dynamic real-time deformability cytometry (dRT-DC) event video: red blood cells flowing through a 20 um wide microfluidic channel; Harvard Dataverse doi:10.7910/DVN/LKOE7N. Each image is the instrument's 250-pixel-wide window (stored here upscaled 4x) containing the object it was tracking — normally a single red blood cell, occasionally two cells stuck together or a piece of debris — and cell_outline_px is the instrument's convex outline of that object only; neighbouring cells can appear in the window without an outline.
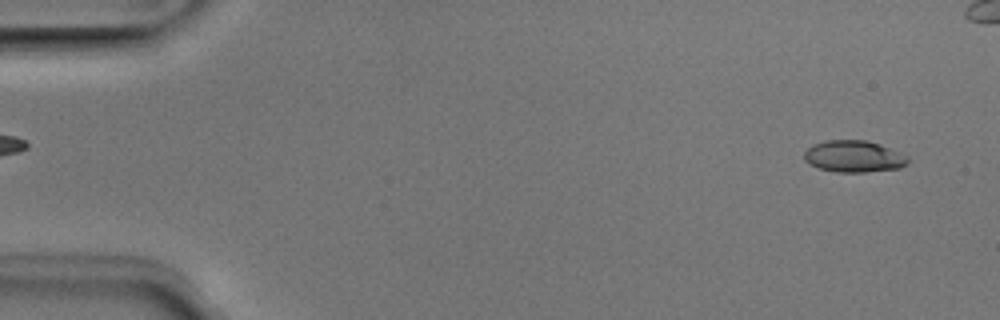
{"species": "Egyptian fruit bat (a non-hibernating species)", "species_latin": "Rousettus aegyptiacus", "temperature_condition": "room temperature", "stored_images_in_passage": 45, "camera_frame_rate_fps": 3000, "um_per_image_px": 0.085, "animal": {"sex": "male"}, "frame": {"image": 1, "passage_image": 2, "time_ms": 0.333, "image_size_px": [1000, 320], "cell_outline_px": [[908, 164], [900, 168], [864, 172], [836, 172], [820, 168], [804, 160], [804, 152], [812, 144], [824, 140], [864, 140], [880, 144], [900, 152], [908, 156]], "centroid_in_image_um": [72.58, 13.29], "position_along_channel_um": 12.4, "area_um2": 19.19}}
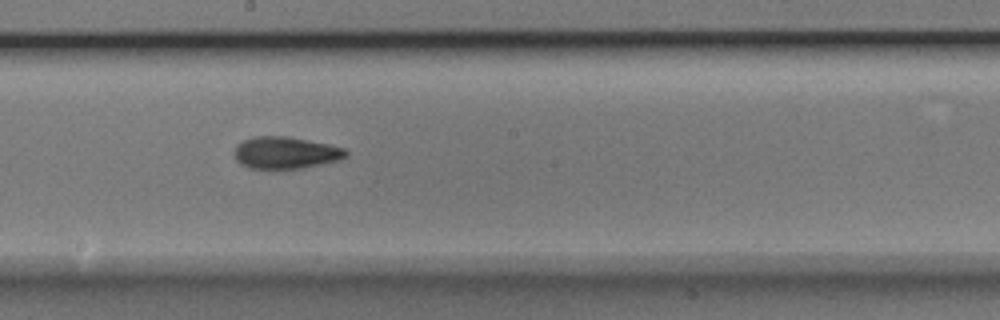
{"frame": {"image": 2, "passage_image": 27, "time_ms": 8.667, "image_size_px": [1000, 320], "cell_outline_px": [[348, 156], [340, 160], [300, 168], [248, 168], [240, 164], [236, 160], [236, 144], [244, 140], [256, 136], [288, 136], [328, 144], [344, 148], [348, 152]], "centroid_in_image_um": [24.29, 12.97], "position_along_channel_um": 223.9, "area_um2": 20.63}}
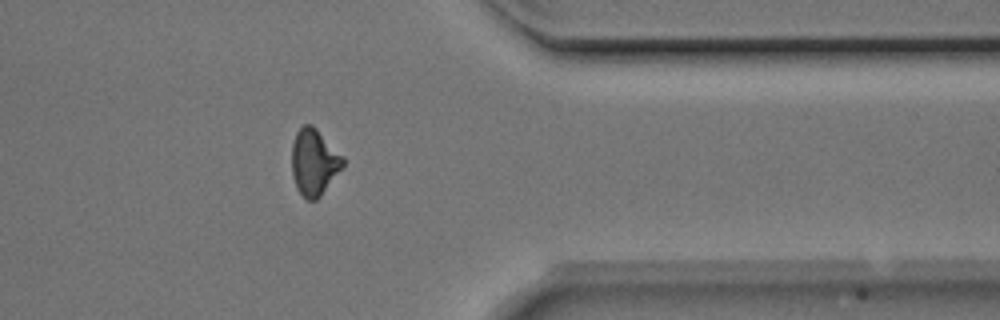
{"frame": {"image": 3, "passage_image": 40, "time_ms": 13.0, "image_size_px": [1000, 320], "cell_outline_px": [[344, 164], [320, 196], [316, 200], [308, 200], [296, 188], [292, 172], [292, 144], [296, 132], [304, 124], [312, 124], [344, 156]], "centroid_in_image_um": [26.69, 13.75], "position_along_channel_um": 384.7, "area_um2": 19.59}, "authors_computed_cell_mechanics": {"area_um2": 19.941, "velocity_mm_per_s": 3.989, "shape_relaxation_time_tau1_ms": 3.694, "shape_relaxation_time_tau2_ms": 2.3486, "deformation_change_tau1": 0.136, "deformation_change_tau2": 0.0931}}